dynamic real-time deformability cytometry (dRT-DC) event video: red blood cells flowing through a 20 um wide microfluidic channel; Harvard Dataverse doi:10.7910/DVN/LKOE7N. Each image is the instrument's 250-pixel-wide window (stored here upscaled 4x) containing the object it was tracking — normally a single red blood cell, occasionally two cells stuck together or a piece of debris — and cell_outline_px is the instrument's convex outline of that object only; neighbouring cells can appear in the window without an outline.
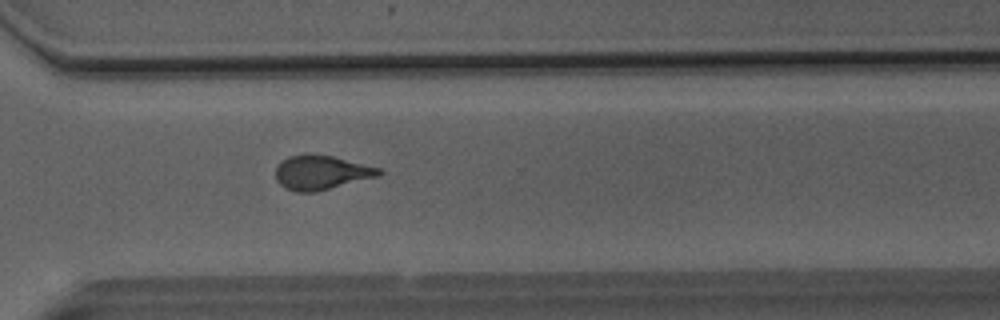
{"species": "Egyptian fruit bat (a non-hibernating species)", "species_latin": "Rousettus aegyptiacus", "temperature_condition": "room temperature", "stored_images_in_passage": 43, "camera_frame_rate_fps": 3000, "um_per_image_px": 0.085, "animal": {"sex": "male"}, "frame": {"image": 1, "passage_image": 30, "time_ms": 9.667, "image_size_px": [1000, 320], "cell_outline_px": [[384, 172], [380, 176], [316, 192], [296, 192], [284, 188], [276, 180], [276, 168], [280, 160], [288, 156], [332, 156], [380, 168]], "centroid_in_image_um": [27.31, 14.7], "position_along_channel_um": 343.3, "area_um2": 20.4}}
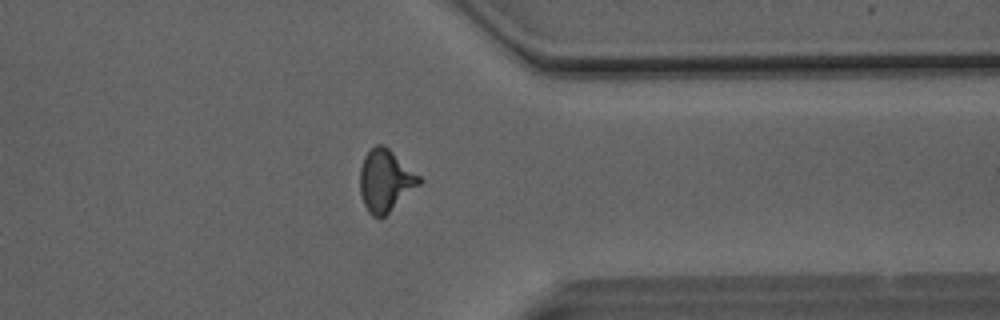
{"frame": {"image": 2, "passage_image": 33, "time_ms": 10.667, "image_size_px": [1000, 320], "cell_outline_px": [[424, 180], [420, 184], [380, 220], [372, 216], [368, 212], [364, 204], [360, 192], [360, 168], [364, 156], [376, 144], [384, 144], [420, 176]], "centroid_in_image_um": [32.75, 15.36], "position_along_channel_um": 378.6, "area_um2": 21.39}}
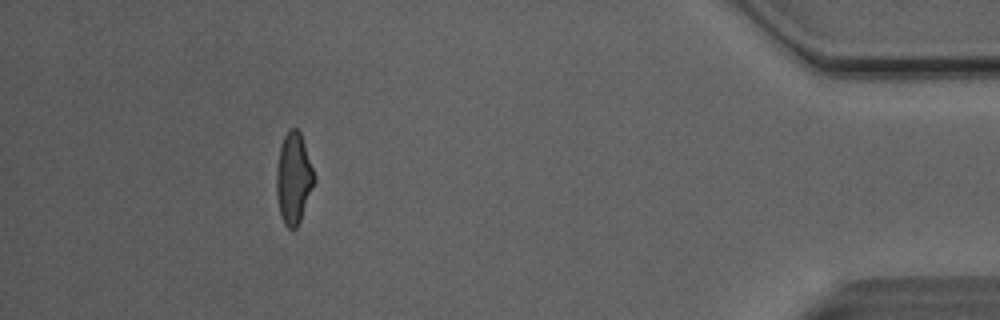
{"frame": {"image": 3, "passage_image": 39, "time_ms": 12.667, "image_size_px": [1000, 320], "cell_outline_px": [[316, 180], [300, 220], [296, 228], [288, 228], [284, 224], [280, 216], [276, 192], [276, 168], [280, 144], [288, 128], [296, 128], [300, 132], [316, 176]], "centroid_in_image_um": [24.95, 15.13], "position_along_channel_um": 410.3, "area_um2": 20.23}, "authors_computed_cell_mechanics": {"area_um2": 20.6346, "velocity_mm_per_s": 4.1214, "shape_relaxation_time_tau1_ms": 4.9313, "shape_relaxation_time_tau2_ms": 1.5642, "deformation_change_tau1": 0.1746, "deformation_change_tau2": 0.0885}}